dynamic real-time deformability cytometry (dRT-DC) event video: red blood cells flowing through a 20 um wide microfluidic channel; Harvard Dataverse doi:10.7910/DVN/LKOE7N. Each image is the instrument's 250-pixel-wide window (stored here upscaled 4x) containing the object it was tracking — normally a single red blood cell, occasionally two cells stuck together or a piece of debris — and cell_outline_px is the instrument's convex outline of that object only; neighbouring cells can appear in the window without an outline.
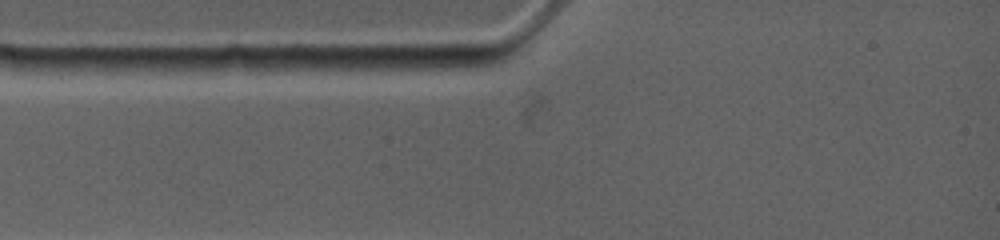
{"species": "common noctule bat (a hibernating species)", "species_latin": "Nyctalus noctula", "temperature_condition": "warm", "stored_images_in_passage": 3, "camera_frame_rate_fps": 4500, "um_per_image_px": 0.085, "animal": {"sex": "female", "body_mass_g": 19.0, "forearm_length_mm": 53.3}, "frame": {"image": 1, "passage_image": 1, "time_ms": 0.0, "image_size_px": [1000, 240], "cell_outline_px": [[196, 68], [168, 76], [108, 76], [60, 68], [56, 60], [80, 56], [84, 56], [188, 60], [196, 64]], "centroid_in_image_um": [10.72, 5.62], "position_along_channel_um": 74.3, "area_um2": 15.49}}